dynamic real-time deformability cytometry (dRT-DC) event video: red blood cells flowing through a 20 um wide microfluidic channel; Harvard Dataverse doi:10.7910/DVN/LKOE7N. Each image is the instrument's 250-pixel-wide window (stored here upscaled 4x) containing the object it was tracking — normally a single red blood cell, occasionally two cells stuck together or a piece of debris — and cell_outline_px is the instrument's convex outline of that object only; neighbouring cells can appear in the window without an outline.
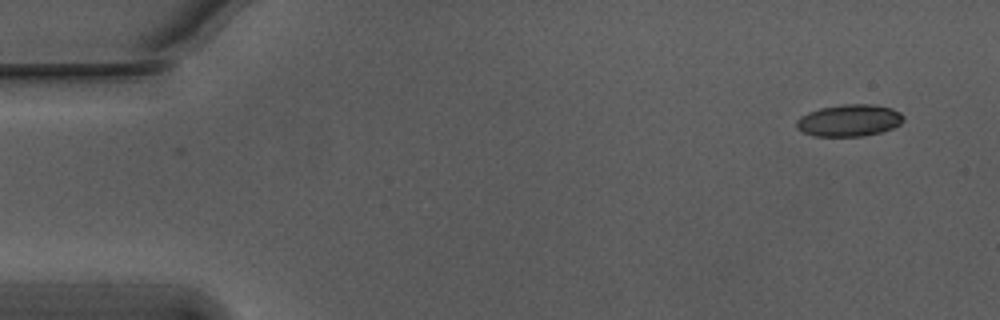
{"species": "Egyptian fruit bat (a non-hibernating species)", "species_latin": "Rousettus aegyptiacus", "temperature_condition": "warm", "stored_images_in_passage": 2, "camera_frame_rate_fps": 3000, "um_per_image_px": 0.085, "animal": {"sex": "male"}, "frame": {"image": 1, "passage_image": 1, "time_ms": 0.0, "image_size_px": [1000, 320], "cell_outline_px": [[904, 120], [900, 124], [892, 128], [880, 132], [864, 136], [812, 136], [800, 132], [796, 128], [796, 120], [800, 116], [808, 112], [820, 108], [844, 104], [872, 104], [892, 108], [900, 112], [904, 116]], "centroid_in_image_um": [72.16, 10.24], "position_along_channel_um": 12.8, "area_um2": 20.11}}